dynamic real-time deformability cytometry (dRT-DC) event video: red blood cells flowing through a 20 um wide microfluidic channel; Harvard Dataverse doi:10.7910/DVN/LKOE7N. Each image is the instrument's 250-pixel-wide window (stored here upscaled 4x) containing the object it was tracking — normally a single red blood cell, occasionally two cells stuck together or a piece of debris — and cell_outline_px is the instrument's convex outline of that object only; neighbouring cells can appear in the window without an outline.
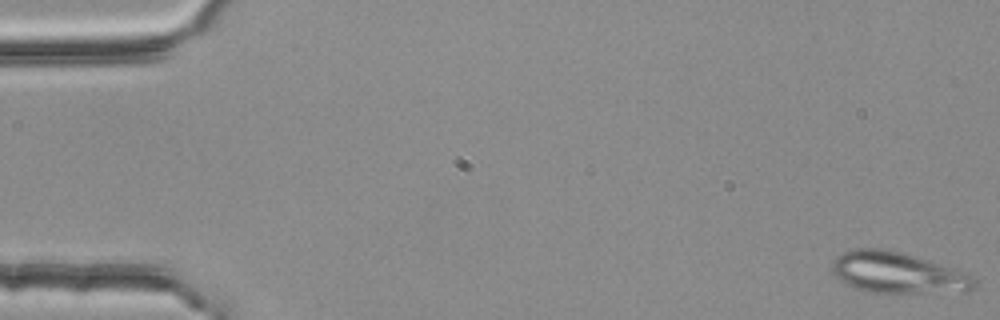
{"species": "common noctule bat (a hibernating species)", "species_latin": "Nyctalus noctula", "temperature_condition": "room temperature", "stored_images_in_passage": 5, "segment_of_instrument_passage": [1, 2], "camera_frame_rate_fps": 3000, "um_per_image_px": 0.085, "animal": {"sex": "female", "body_mass_g": 25.1}, "frame": {"image": 1, "passage_image": 1, "time_ms": 0.0, "image_size_px": [1000, 320], "cell_outline_px": [[976, 288], [964, 292], [868, 292], [856, 288], [848, 284], [836, 276], [832, 272], [832, 260], [836, 256], [852, 248], [884, 248], [904, 252], [968, 272], [976, 280]], "centroid_in_image_um": [76.35, 23.16], "position_along_channel_um": 8.7, "area_um2": 34.39}}